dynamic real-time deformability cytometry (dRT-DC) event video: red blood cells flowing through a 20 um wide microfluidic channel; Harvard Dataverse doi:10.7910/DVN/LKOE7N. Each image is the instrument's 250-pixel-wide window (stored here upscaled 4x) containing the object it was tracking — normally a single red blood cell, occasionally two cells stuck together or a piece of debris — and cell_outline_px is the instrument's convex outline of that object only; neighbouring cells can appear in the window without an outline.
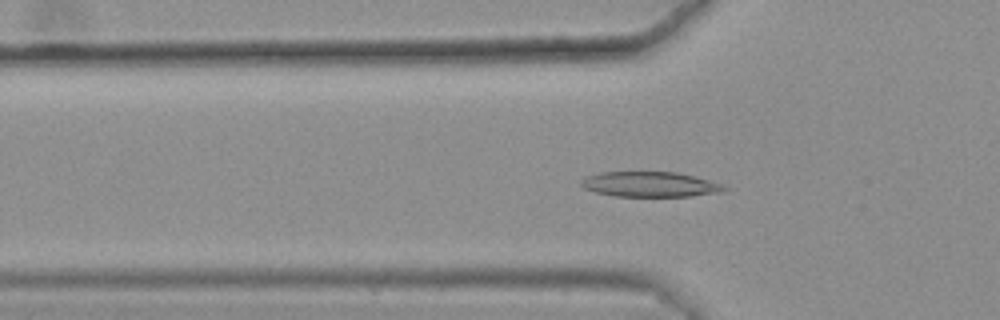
{"species": "common noctule bat (a hibernating species)", "species_latin": "Nyctalus noctula", "temperature_condition": "warm", "stored_images_in_passage": 48, "camera_frame_rate_fps": 3000, "um_per_image_px": 0.085, "animal": {"sex": "female", "body_mass_g": 25.1}, "frame": {"image": 1, "passage_image": 19, "time_ms": 6.0, "image_size_px": [1000, 320], "cell_outline_px": [[728, 188], [724, 192], [692, 196], [612, 196], [596, 192], [584, 188], [580, 184], [580, 180], [588, 176], [600, 172], [676, 172], [708, 180], [720, 184]], "centroid_in_image_um": [55.23, 15.67], "position_along_channel_um": 70.6, "area_um2": 20.87}}
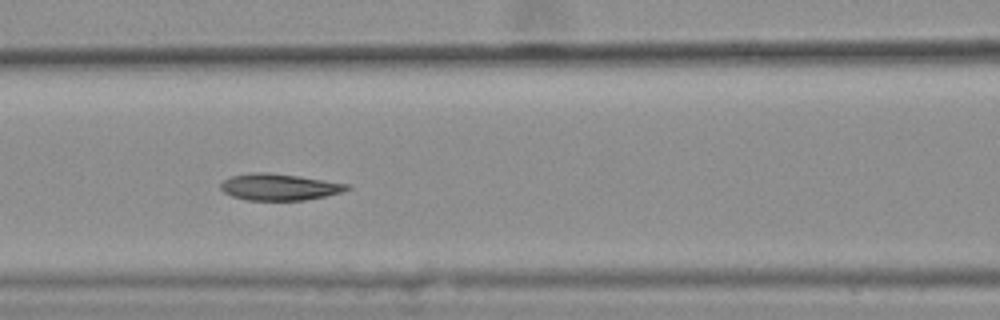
{"frame": {"image": 2, "passage_image": 25, "time_ms": 8.0, "image_size_px": [1000, 320], "cell_outline_px": [[352, 188], [340, 192], [324, 196], [304, 200], [248, 200], [232, 196], [224, 192], [220, 188], [220, 184], [224, 180], [232, 176], [248, 172], [268, 172], [300, 176], [348, 184]], "centroid_in_image_um": [23.71, 15.88], "position_along_channel_um": 142.9, "area_um2": 19.48}}
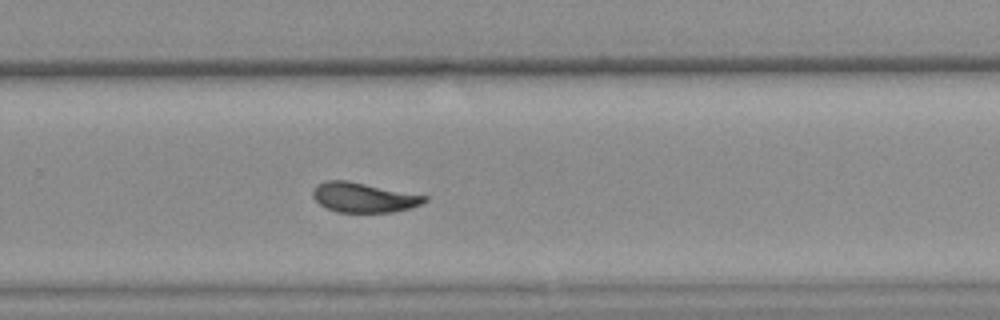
{"frame": {"image": 3, "passage_image": 38, "time_ms": 12.333, "image_size_px": [1000, 320], "cell_outline_px": [[428, 200], [420, 204], [408, 208], [392, 212], [336, 212], [320, 204], [312, 196], [312, 192], [316, 184], [324, 180], [348, 180], [428, 196]], "centroid_in_image_um": [30.88, 16.77], "position_along_channel_um": 298.9, "area_um2": 19.36}, "authors_computed_cell_mechanics": {"area_um2": 20.23, "velocity_mm_per_s": 3.6162, "shape_relaxation_time_tau1_ms": 5.7191, "shape_relaxation_time_tau2_ms": 2.1515, "deformation_change_tau1": 0.1581, "deformation_change_tau2": 0.08}}